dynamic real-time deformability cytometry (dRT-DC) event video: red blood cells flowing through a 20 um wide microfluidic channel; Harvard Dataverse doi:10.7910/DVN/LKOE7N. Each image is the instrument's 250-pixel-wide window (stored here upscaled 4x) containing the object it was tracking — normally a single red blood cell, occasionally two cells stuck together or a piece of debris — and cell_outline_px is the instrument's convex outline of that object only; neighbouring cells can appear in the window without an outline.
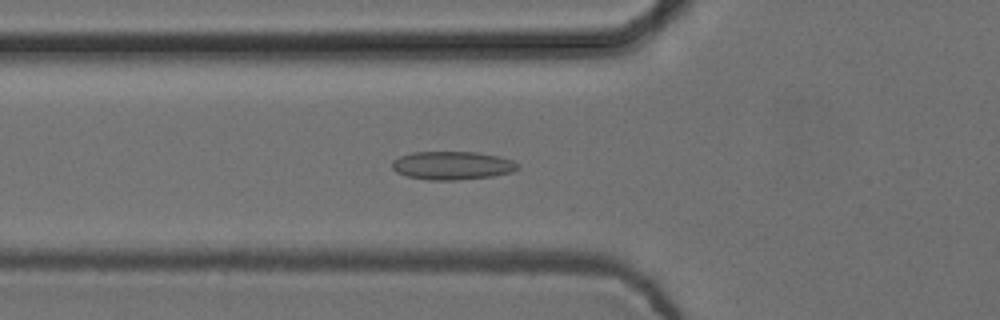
{"species": "common noctule bat (a hibernating species)", "species_latin": "Nyctalus noctula", "temperature_condition": "cold", "stored_images_in_passage": 43, "camera_frame_rate_fps": 3000, "um_per_image_px": 0.085, "animal": {"sex": "female", "body_mass_g": 24.6, "forearm_length_mm": 56.2}, "frame": {"image": 1, "passage_image": 8, "time_ms": 2.333, "image_size_px": [1000, 320], "cell_outline_px": [[520, 168], [512, 172], [492, 176], [456, 180], [428, 180], [408, 176], [396, 172], [392, 168], [392, 160], [400, 156], [412, 152], [476, 152], [496, 156], [512, 160], [520, 164]], "centroid_in_image_um": [38.44, 14.07], "position_along_channel_um": 87.4, "area_um2": 20.75}}
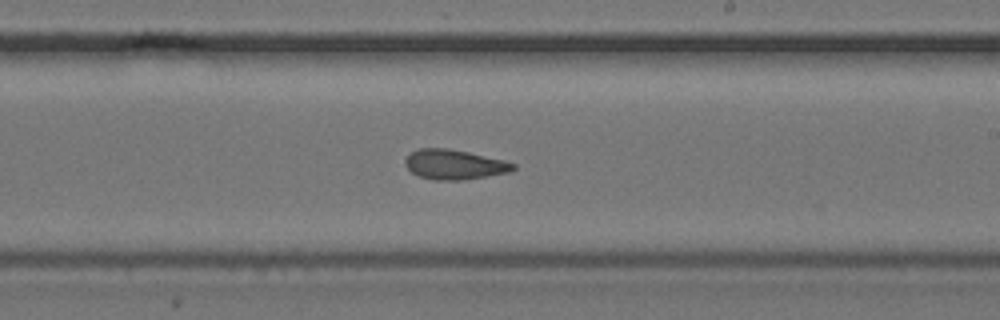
{"frame": {"image": 2, "passage_image": 21, "time_ms": 6.667, "image_size_px": [1000, 320], "cell_outline_px": [[516, 168], [508, 172], [488, 176], [464, 180], [436, 180], [420, 176], [412, 172], [404, 164], [404, 160], [412, 152], [420, 148], [448, 148], [468, 152], [504, 160], [516, 164]], "centroid_in_image_um": [38.63, 13.98], "position_along_channel_um": 250.4, "area_um2": 18.67}}
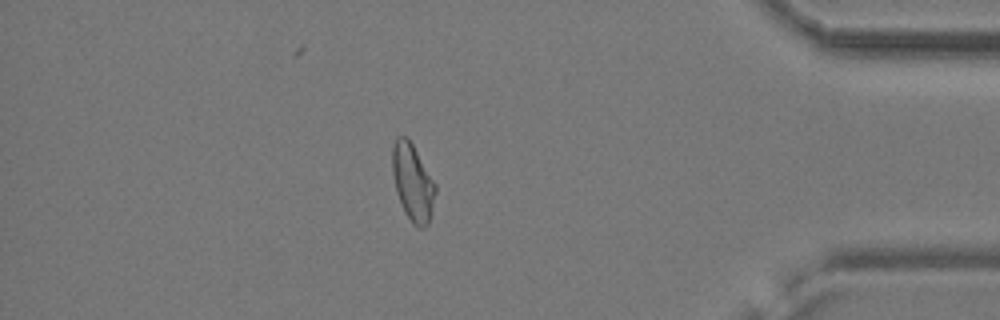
{"frame": {"image": 3, "passage_image": 36, "time_ms": 11.667, "image_size_px": [1000, 320], "cell_outline_px": [[436, 192], [428, 224], [424, 228], [416, 228], [412, 224], [404, 212], [396, 192], [392, 172], [392, 148], [396, 136], [408, 136], [436, 184]], "centroid_in_image_um": [35.07, 15.5], "position_along_channel_um": 400.1, "area_um2": 19.54}, "authors_computed_cell_mechanics": {"area_um2": 19.2474, "velocity_mm_per_s": 3.7536, "shape_relaxation_time_tau1_ms": null, "shape_relaxation_time_tau2_ms": 4.2601, "deformation_change_tau1": null, "deformation_change_tau2": 0.1055}}